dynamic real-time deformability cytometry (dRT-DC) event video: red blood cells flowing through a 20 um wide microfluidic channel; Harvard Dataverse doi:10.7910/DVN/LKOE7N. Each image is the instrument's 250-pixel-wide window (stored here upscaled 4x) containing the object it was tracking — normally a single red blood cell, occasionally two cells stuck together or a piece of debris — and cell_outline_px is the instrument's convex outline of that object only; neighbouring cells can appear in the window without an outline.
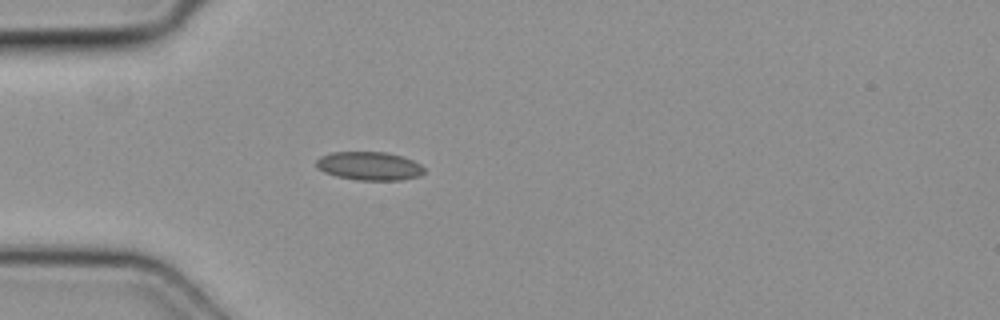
{"species": "common noctule bat (a hibernating species)", "species_latin": "Nyctalus noctula", "temperature_condition": "cold", "stored_images_in_passage": 3, "camera_frame_rate_fps": 3000, "um_per_image_px": 0.085, "animal": {"sex": "female", "body_mass_g": 19.3, "forearm_length_mm": 54.1}, "frame": {"image": 1, "passage_image": 3, "time_ms": 0.667, "image_size_px": [1000, 320], "cell_outline_px": [[424, 172], [420, 176], [400, 180], [356, 180], [336, 176], [324, 172], [316, 168], [316, 160], [320, 156], [332, 152], [384, 152], [404, 156], [420, 164], [424, 168]], "centroid_in_image_um": [31.38, 14.11], "position_along_channel_um": 53.6, "area_um2": 18.03}}